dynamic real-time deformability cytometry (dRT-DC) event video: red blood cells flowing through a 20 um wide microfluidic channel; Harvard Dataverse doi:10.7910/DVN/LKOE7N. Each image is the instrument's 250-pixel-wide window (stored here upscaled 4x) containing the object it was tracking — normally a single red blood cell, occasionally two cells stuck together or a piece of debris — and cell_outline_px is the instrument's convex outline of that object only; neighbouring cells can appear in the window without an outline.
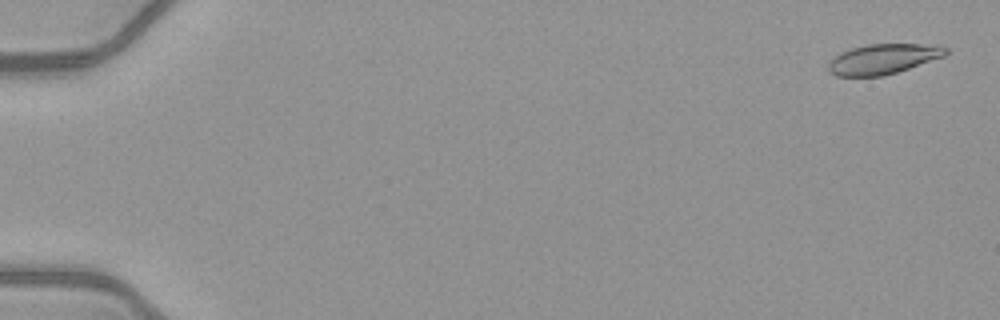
{"species": "common noctule bat (a hibernating species)", "species_latin": "Nyctalus noctula", "temperature_condition": "warm", "stored_images_in_passage": 53, "segment_of_instrument_passage": [1, 2], "camera_frame_rate_fps": 3000, "um_per_image_px": 0.085, "animal": {"sex": "female", "body_mass_g": 21.9}, "frame": {"image": 1, "passage_image": 2, "time_ms": 0.333, "image_size_px": [1000, 320], "cell_outline_px": [[948, 52], [944, 56], [884, 76], [836, 76], [828, 72], [828, 64], [840, 52], [852, 48], [868, 44], [920, 44], [948, 48]], "centroid_in_image_um": [75.02, 5.02], "position_along_channel_um": 10.0, "area_um2": 20.29}}
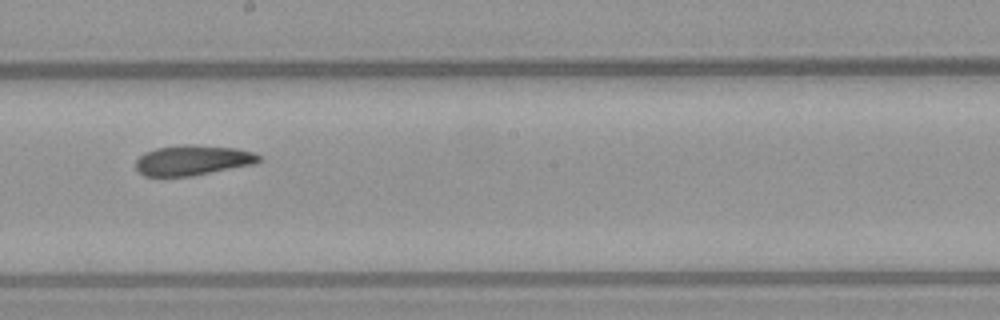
{"frame": {"image": 2, "passage_image": 31, "time_ms": 10.0, "image_size_px": [1000, 320], "cell_outline_px": [[264, 160], [256, 164], [192, 176], [144, 176], [136, 168], [136, 160], [144, 152], [156, 148], [184, 144], [192, 144], [236, 148], [252, 152], [260, 156]], "centroid_in_image_um": [16.41, 13.62], "position_along_channel_um": 231.8, "area_um2": 21.85}}
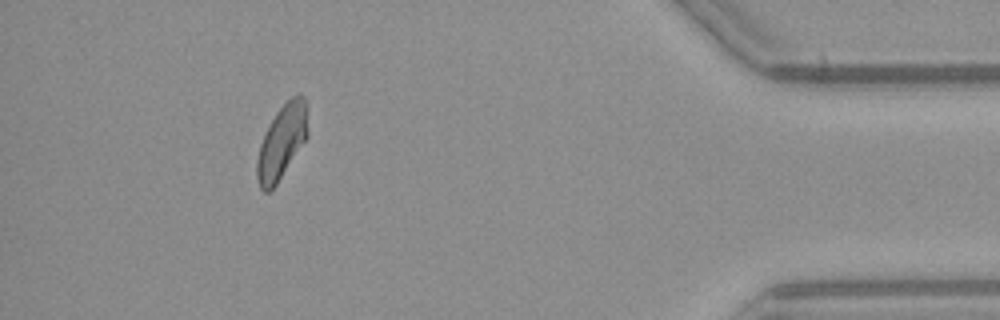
{"frame": {"image": 3, "passage_image": 48, "time_ms": 15.667, "image_size_px": [1000, 320], "cell_outline_px": [[308, 136], [276, 184], [268, 192], [264, 192], [260, 188], [256, 176], [256, 164], [260, 144], [276, 112], [296, 92], [300, 92], [304, 96], [308, 132]], "centroid_in_image_um": [23.95, 12.05], "position_along_channel_um": 411.2, "area_um2": 21.5}}